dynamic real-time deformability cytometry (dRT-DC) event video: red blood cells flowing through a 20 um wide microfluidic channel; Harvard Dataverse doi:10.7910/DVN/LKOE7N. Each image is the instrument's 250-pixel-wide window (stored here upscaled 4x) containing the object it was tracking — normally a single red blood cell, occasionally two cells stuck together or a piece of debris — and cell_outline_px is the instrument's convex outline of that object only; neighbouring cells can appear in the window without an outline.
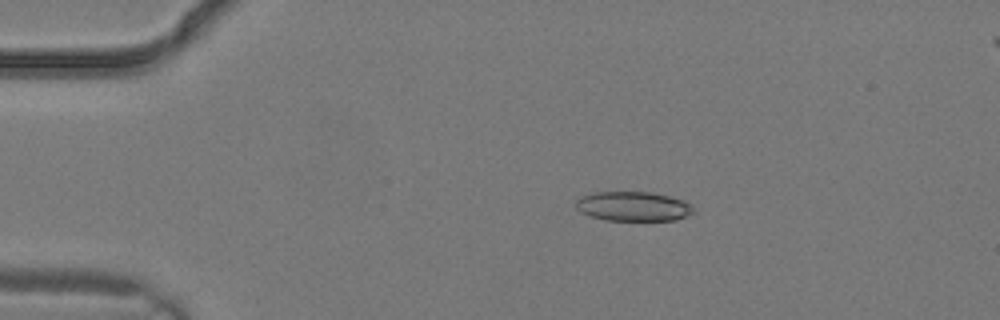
{"species": "common noctule bat (a hibernating species)", "species_latin": "Nyctalus noctula", "temperature_condition": "warm", "stored_images_in_passage": 3, "segment_of_instrument_passage": [1, 2], "camera_frame_rate_fps": 3000, "um_per_image_px": 0.085, "animal": {"sex": "male", "body_mass_g": 19.2, "forearm_length_mm": 51.8}, "frame": {"image": 1, "passage_image": 1, "time_ms": 0.0, "image_size_px": [1000, 320], "cell_outline_px": [[696, 212], [688, 216], [676, 220], [604, 220], [580, 212], [576, 208], [576, 200], [580, 196], [592, 192], [648, 192], [668, 196], [684, 200], [692, 204], [696, 208]], "centroid_in_image_um": [53.86, 17.54], "position_along_channel_um": 31.1, "area_um2": 20.46}}